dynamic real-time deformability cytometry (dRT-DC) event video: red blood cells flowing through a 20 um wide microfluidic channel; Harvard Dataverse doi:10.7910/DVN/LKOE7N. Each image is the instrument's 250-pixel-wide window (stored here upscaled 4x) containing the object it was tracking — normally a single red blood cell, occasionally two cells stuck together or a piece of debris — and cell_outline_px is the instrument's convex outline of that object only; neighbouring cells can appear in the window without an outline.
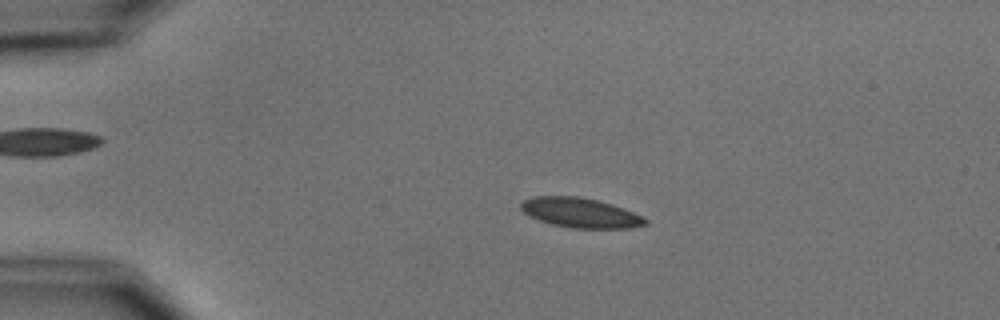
{"species": "common noctule bat (a hibernating species)", "species_latin": "Nyctalus noctula", "temperature_condition": "cold", "stored_images_in_passage": 3, "camera_frame_rate_fps": 3000, "um_per_image_px": 0.085, "animal": {"sex": "male", "body_mass_g": 15.6}, "frame": {"image": 1, "passage_image": 3, "time_ms": 2.333, "image_size_px": [1000, 320], "cell_outline_px": [[648, 224], [632, 228], [572, 228], [552, 224], [528, 216], [520, 208], [520, 204], [524, 200], [536, 196], [580, 196], [612, 204], [624, 208], [648, 220]], "centroid_in_image_um": [49.33, 18.08], "position_along_channel_um": 35.7, "area_um2": 21.5}}